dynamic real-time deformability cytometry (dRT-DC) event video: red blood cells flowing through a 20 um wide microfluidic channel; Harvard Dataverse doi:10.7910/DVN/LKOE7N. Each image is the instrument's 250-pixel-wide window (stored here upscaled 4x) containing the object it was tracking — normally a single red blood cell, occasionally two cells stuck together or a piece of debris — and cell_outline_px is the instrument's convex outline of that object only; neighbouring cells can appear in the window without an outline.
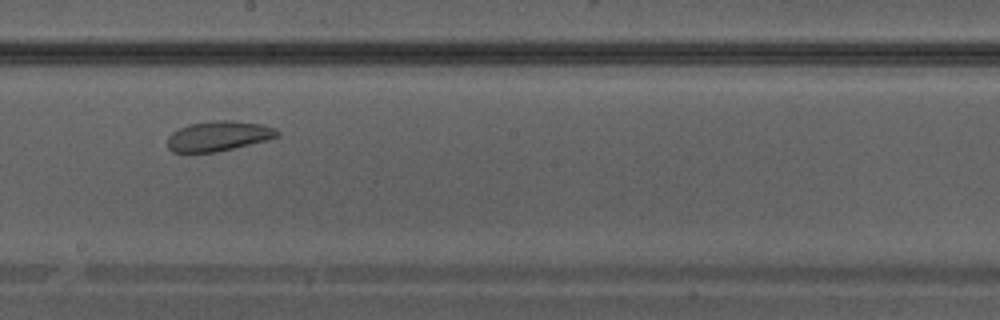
{"species": "Egyptian fruit bat (a non-hibernating species)", "species_latin": "Rousettus aegyptiacus", "temperature_condition": "warm", "stored_images_in_passage": 22, "camera_frame_rate_fps": 3000, "um_per_image_px": 0.085, "animal": {"sex": "male"}, "frame": {"image": 1, "passage_image": 10, "time_ms": 3.0, "image_size_px": [1000, 320], "cell_outline_px": [[280, 136], [268, 140], [216, 152], [172, 152], [168, 148], [168, 136], [172, 132], [188, 124], [216, 120], [228, 120], [260, 124], [276, 128], [280, 132]], "centroid_in_image_um": [18.59, 11.56], "position_along_channel_um": 229.6, "area_um2": 19.19}}
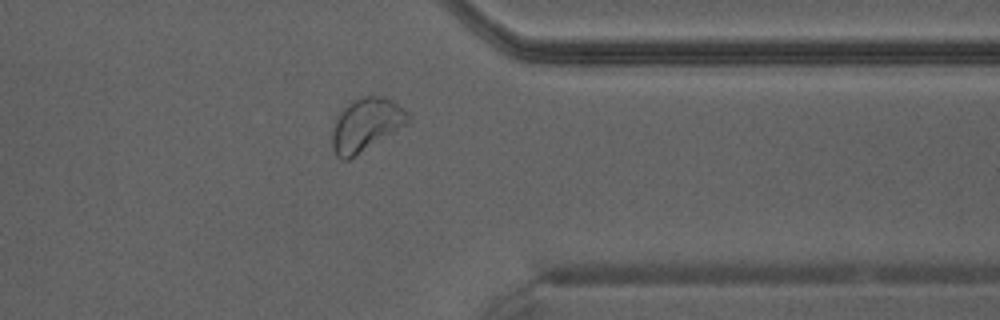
{"frame": {"image": 2, "passage_image": 19, "time_ms": 6.0, "image_size_px": [1000, 320], "cell_outline_px": [[412, 116], [408, 124], [348, 160], [344, 160], [336, 156], [332, 148], [332, 128], [336, 116], [348, 100], [364, 96], [384, 96], [392, 100], [408, 112]], "centroid_in_image_um": [31.1, 10.57], "position_along_channel_um": 380.3, "area_um2": 23.87}}